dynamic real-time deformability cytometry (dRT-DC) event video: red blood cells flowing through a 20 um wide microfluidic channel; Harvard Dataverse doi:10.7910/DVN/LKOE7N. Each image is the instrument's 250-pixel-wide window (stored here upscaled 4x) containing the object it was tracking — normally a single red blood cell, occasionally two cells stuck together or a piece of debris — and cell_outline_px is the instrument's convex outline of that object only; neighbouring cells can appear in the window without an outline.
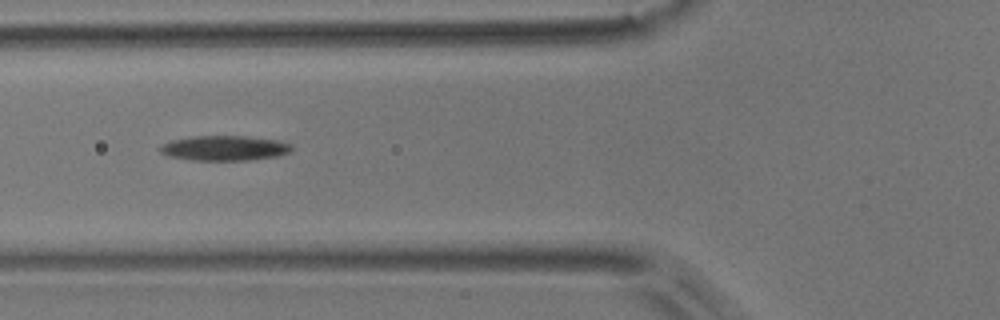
{"species": "common noctule bat (a hibernating species)", "species_latin": "Nyctalus noctula", "temperature_condition": "room temperature", "stored_images_in_passage": 14, "camera_frame_rate_fps": 3000, "um_per_image_px": 0.085, "animal": {"sex": "male", "body_mass_g": 17.9}, "frame": {"image": 1, "passage_image": 5, "time_ms": 1.333, "image_size_px": [1000, 320], "cell_outline_px": [[292, 152], [276, 156], [248, 160], [192, 160], [168, 156], [160, 152], [160, 144], [172, 140], [192, 136], [244, 136], [276, 140], [292, 144]], "centroid_in_image_um": [19.07, 12.59], "position_along_channel_um": 106.7, "area_um2": 19.13}}
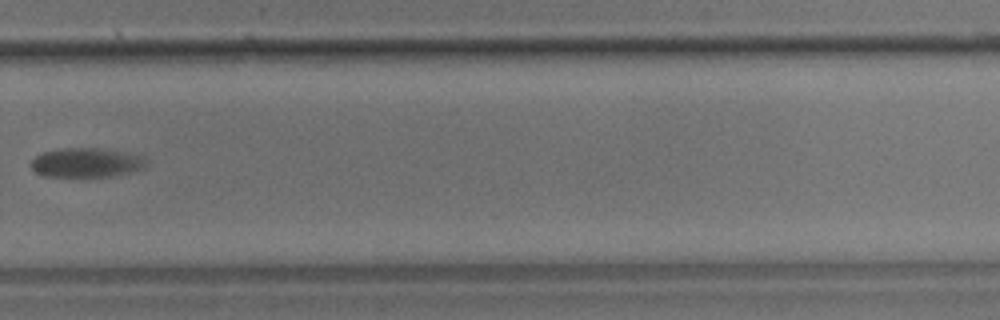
{"frame": {"image": 2, "passage_image": 10, "time_ms": 3.0, "image_size_px": [1000, 320], "cell_outline_px": [[148, 164], [144, 168], [136, 172], [112, 176], [44, 176], [36, 172], [28, 164], [36, 156], [44, 152], [64, 148], [108, 148], [128, 152], [144, 156], [148, 160]], "centroid_in_image_um": [7.44, 13.81], "position_along_channel_um": 322.4, "area_um2": 20.11}}
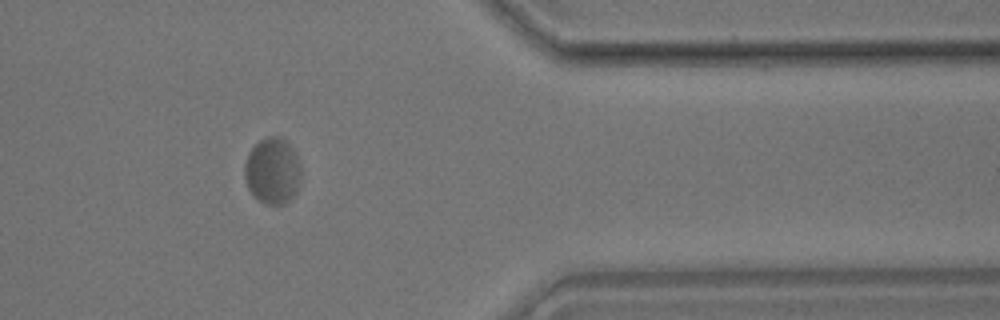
{"frame": {"image": 3, "passage_image": 12, "time_ms": 3.667, "image_size_px": [1000, 320], "cell_outline_px": [[300, 184], [296, 192], [284, 204], [264, 204], [248, 188], [244, 176], [244, 164], [248, 152], [260, 140], [268, 136], [280, 136], [296, 152], [300, 164]], "centroid_in_image_um": [23.17, 14.51], "position_along_channel_um": 388.2, "area_um2": 21.79}}